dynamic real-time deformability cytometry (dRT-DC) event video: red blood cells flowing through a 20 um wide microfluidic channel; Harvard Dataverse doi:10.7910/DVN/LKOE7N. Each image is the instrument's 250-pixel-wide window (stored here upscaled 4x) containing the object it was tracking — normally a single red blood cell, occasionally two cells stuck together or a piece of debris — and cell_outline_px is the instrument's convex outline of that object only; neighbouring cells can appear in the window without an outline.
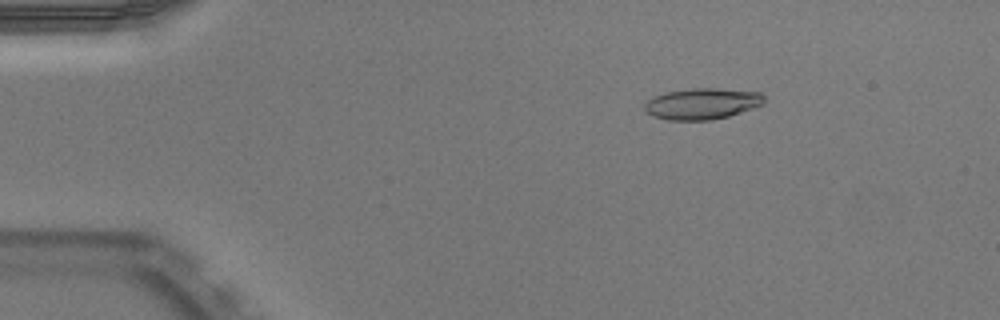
{"species": "Egyptian fruit bat (a non-hibernating species)", "species_latin": "Rousettus aegyptiacus", "temperature_condition": "warm", "stored_images_in_passage": 52, "camera_frame_rate_fps": 3000, "um_per_image_px": 0.085, "animal": {"sex": "male"}, "frame": {"image": 1, "passage_image": 9, "time_ms": 2.667, "image_size_px": [1000, 320], "cell_outline_px": [[764, 104], [728, 116], [712, 120], [668, 120], [652, 116], [644, 112], [644, 104], [648, 100], [664, 92], [692, 88], [720, 88], [760, 92], [764, 96]], "centroid_in_image_um": [59.66, 8.81], "position_along_channel_um": 25.3, "area_um2": 21.85}}
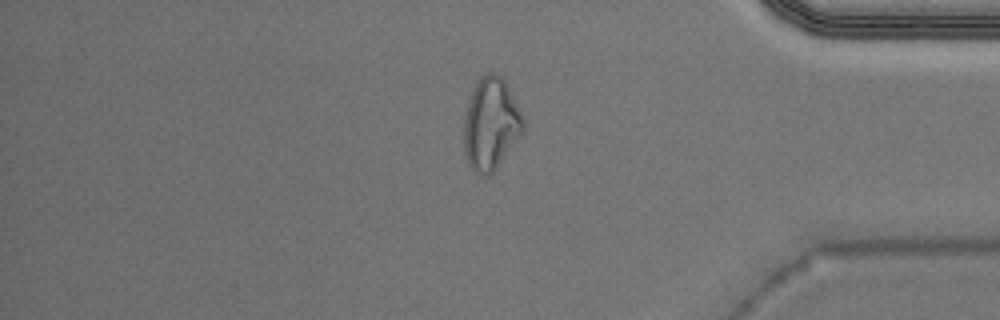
{"frame": {"image": 2, "passage_image": 44, "time_ms": 14.333, "image_size_px": [1000, 320], "cell_outline_px": [[524, 128], [492, 172], [484, 176], [472, 172], [468, 164], [464, 152], [464, 120], [468, 104], [472, 92], [476, 84], [484, 72], [492, 72], [500, 76], [504, 80], [524, 120]], "centroid_in_image_um": [41.68, 10.53], "position_along_channel_um": 393.5, "area_um2": 30.98}}
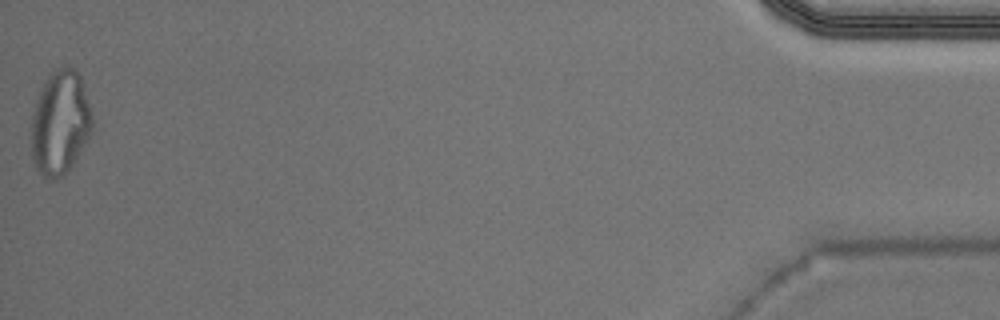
{"frame": {"image": 3, "passage_image": 52, "time_ms": 17.0, "image_size_px": [1000, 320], "cell_outline_px": [[92, 132], [88, 140], [76, 160], [64, 176], [56, 180], [52, 180], [44, 176], [36, 168], [32, 156], [32, 112], [40, 88], [44, 80], [56, 68], [76, 68], [80, 76], [92, 112]], "centroid_in_image_um": [5.12, 10.45], "position_along_channel_um": 430.1, "area_um2": 37.22}, "authors_computed_cell_mechanics": {"area_um2": 21.9929, "velocity_mm_per_s": 3.976, "shape_relaxation_time_tau1_ms": null, "shape_relaxation_time_tau2_ms": 3.1092, "deformation_change_tau1": null, "deformation_change_tau2": 0.1268}}